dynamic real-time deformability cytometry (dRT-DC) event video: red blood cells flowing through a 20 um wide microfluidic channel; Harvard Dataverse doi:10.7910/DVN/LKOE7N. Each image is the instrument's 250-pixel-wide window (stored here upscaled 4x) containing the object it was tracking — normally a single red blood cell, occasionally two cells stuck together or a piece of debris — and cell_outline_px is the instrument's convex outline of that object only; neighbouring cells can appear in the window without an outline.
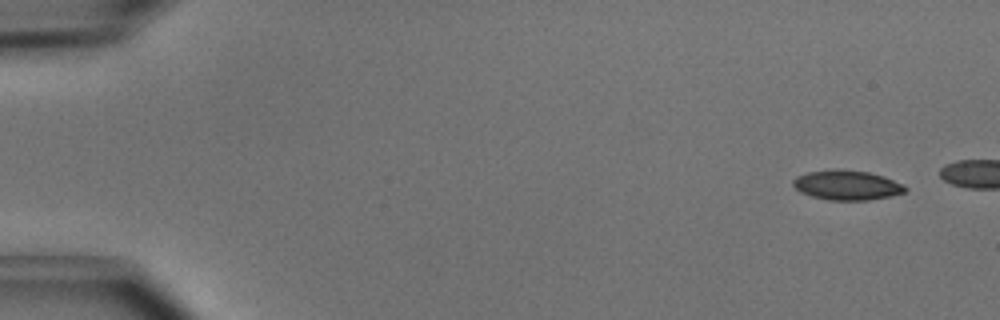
{"species": "common noctule bat (a hibernating species)", "species_latin": "Nyctalus noctula", "temperature_condition": "cold", "stored_images_in_passage": 6, "camera_frame_rate_fps": 3000, "um_per_image_px": 0.085, "animal": {"sex": "male", "body_mass_g": 15.6}, "frame": {"image": 1, "passage_image": 1, "time_ms": 0.0, "image_size_px": [1000, 320], "cell_outline_px": [[908, 188], [904, 192], [888, 196], [868, 200], [828, 200], [812, 196], [800, 192], [792, 184], [792, 180], [796, 176], [808, 172], [836, 168], [840, 168], [868, 172], [884, 176], [904, 184]], "centroid_in_image_um": [71.97, 15.72], "position_along_channel_um": 13.0, "area_um2": 19.54}}
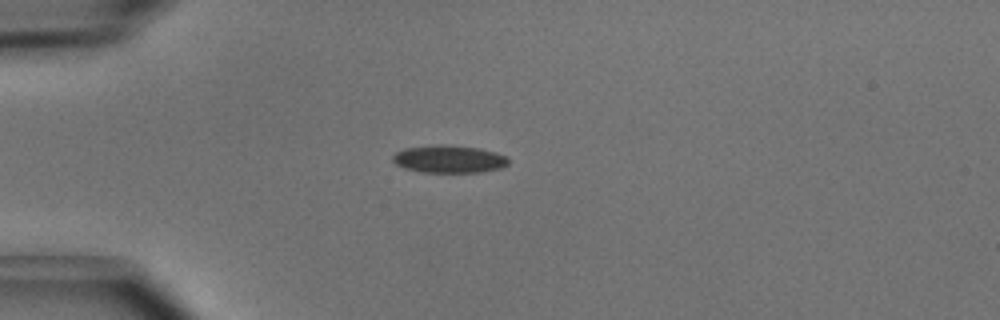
{"frame": {"image": 2, "passage_image": 5, "time_ms": 1.333, "image_size_px": [1000, 320], "cell_outline_px": [[508, 164], [500, 168], [484, 172], [424, 172], [404, 168], [396, 164], [392, 160], [392, 156], [396, 152], [404, 148], [440, 144], [480, 148], [496, 152], [508, 156]], "centroid_in_image_um": [38.18, 13.52], "position_along_channel_um": 46.8, "area_um2": 18.67}}